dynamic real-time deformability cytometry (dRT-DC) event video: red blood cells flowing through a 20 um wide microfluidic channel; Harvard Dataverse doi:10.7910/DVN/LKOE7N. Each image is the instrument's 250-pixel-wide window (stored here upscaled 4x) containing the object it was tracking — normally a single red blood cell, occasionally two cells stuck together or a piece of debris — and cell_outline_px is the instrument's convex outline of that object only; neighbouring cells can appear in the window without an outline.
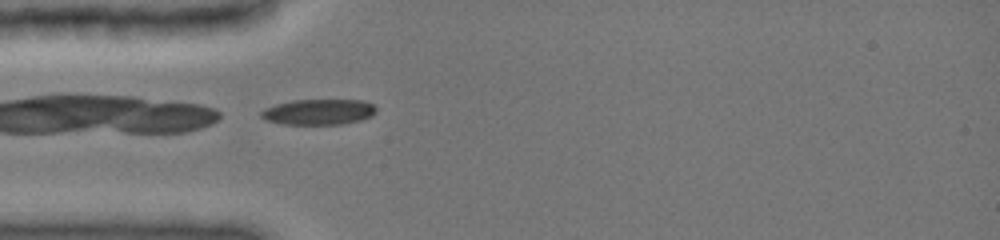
{"species": "common noctule bat (a hibernating species)", "species_latin": "Nyctalus noctula", "temperature_condition": "cold", "stored_images_in_passage": 44, "camera_frame_rate_fps": 3000, "um_per_image_px": 0.085, "animal": {"sex": "female", "body_mass_g": 19.0, "forearm_length_mm": 51.5}, "frame": {"image": 1, "passage_image": 1, "time_ms": 0.0, "image_size_px": [1000, 240], "cell_outline_px": [[376, 112], [372, 116], [360, 120], [340, 124], [284, 124], [264, 120], [260, 116], [260, 112], [264, 108], [276, 104], [292, 100], [364, 100], [372, 104], [376, 108]], "centroid_in_image_um": [27.06, 9.51], "position_along_channel_um": 57.9, "area_um2": 17.22}}
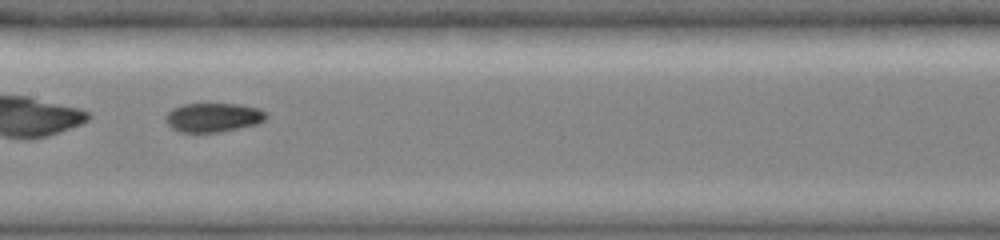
{"frame": {"image": 2, "passage_image": 14, "time_ms": 3.333, "image_size_px": [1000, 240], "cell_outline_px": [[268, 116], [260, 124], [220, 132], [180, 132], [172, 128], [164, 120], [164, 116], [172, 108], [184, 104], [236, 104], [260, 108], [268, 112]], "centroid_in_image_um": [18.16, 9.98], "position_along_channel_um": 189.2, "area_um2": 17.28}}
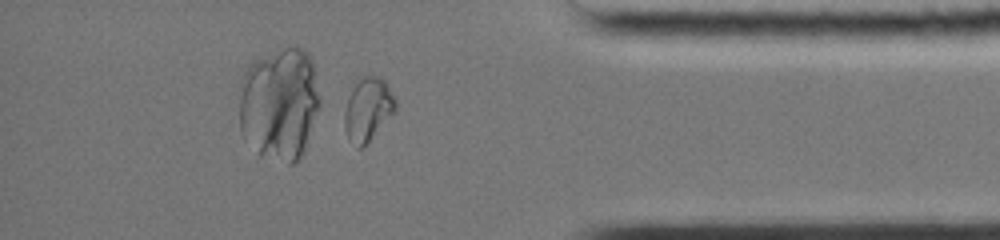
{"frame": {"image": 3, "passage_image": 36, "time_ms": 9.0, "image_size_px": [1000, 240], "cell_outline_px": [[396, 112], [364, 148], [356, 148], [348, 136], [344, 128], [344, 112], [348, 96], [352, 88], [364, 76], [380, 76], [384, 80], [396, 100]], "centroid_in_image_um": [31.29, 9.34], "position_along_channel_um": 403.9, "area_um2": 19.02}, "authors_computed_cell_mechanics": {"area_um2": 17.5134, "velocity_mm_per_s": 3.9746, "shape_relaxation_time_tau1_ms": null, "shape_relaxation_time_tau2_ms": 3.0282, "deformation_change_tau1": null, "deformation_change_tau2": 0.0592}}